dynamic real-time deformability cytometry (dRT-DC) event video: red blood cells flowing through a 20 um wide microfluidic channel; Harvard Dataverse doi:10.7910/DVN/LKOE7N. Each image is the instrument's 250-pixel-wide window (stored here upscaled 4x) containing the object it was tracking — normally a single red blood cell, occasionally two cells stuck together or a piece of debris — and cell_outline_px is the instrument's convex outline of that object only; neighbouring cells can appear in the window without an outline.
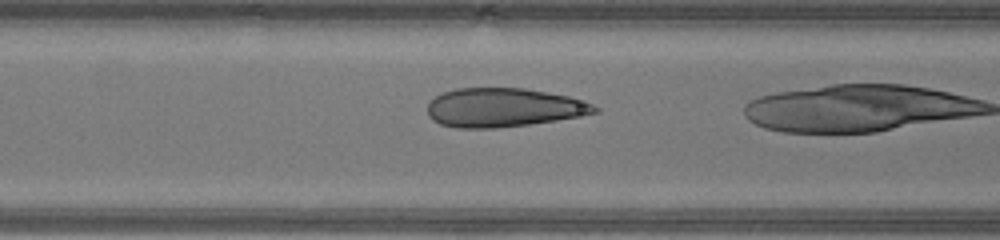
{"species": "human", "species_latin": "Homo sapiens", "temperature_condition": "warm", "stored_images_in_passage": 13, "camera_frame_rate_fps": 3000, "um_per_image_px": 0.085, "donor": {"sex": "male"}, "frame": {"image": 1, "passage_image": 3, "time_ms": 0.667, "image_size_px": [1000, 240], "cell_outline_px": [[600, 112], [580, 116], [556, 120], [528, 124], [496, 128], [456, 128], [440, 124], [432, 120], [428, 116], [428, 104], [436, 96], [444, 92], [456, 88], [524, 88], [548, 92], [568, 96], [592, 104], [600, 108]], "centroid_in_image_um": [42.79, 9.14], "position_along_channel_um": 123.8, "area_um2": 37.86}}
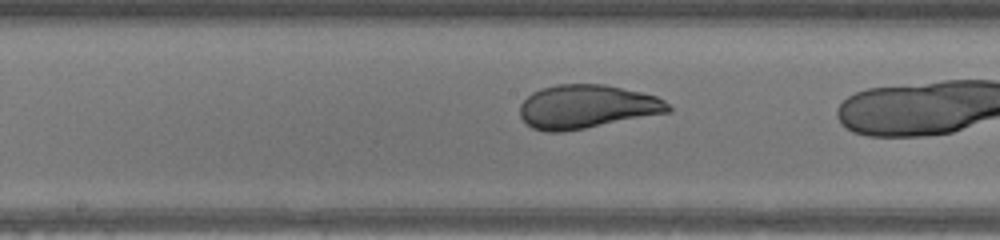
{"frame": {"image": 2, "passage_image": 8, "time_ms": 2.333, "image_size_px": [1000, 240], "cell_outline_px": [[672, 112], [584, 128], [560, 132], [548, 132], [532, 128], [520, 116], [520, 104], [532, 92], [540, 88], [556, 84], [604, 84], [640, 92], [656, 96], [664, 100], [672, 108]], "centroid_in_image_um": [49.88, 9.06], "position_along_channel_um": 198.3, "area_um2": 37.69}}
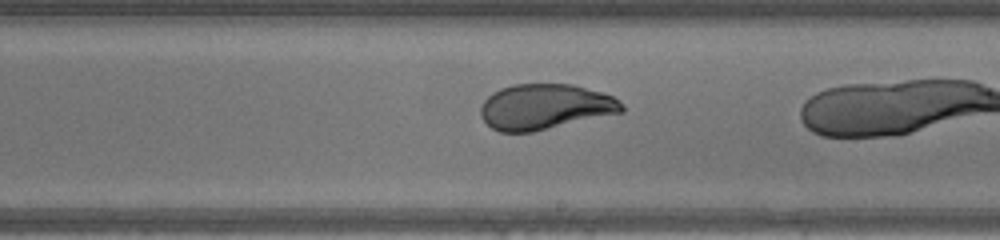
{"frame": {"image": 3, "passage_image": 11, "time_ms": 3.333, "image_size_px": [1000, 240], "cell_outline_px": [[624, 112], [532, 132], [500, 132], [492, 128], [480, 116], [480, 108], [484, 100], [492, 92], [500, 88], [512, 84], [572, 84], [604, 92], [612, 96], [624, 104]], "centroid_in_image_um": [46.33, 9.07], "position_along_channel_um": 242.7, "area_um2": 37.63}}